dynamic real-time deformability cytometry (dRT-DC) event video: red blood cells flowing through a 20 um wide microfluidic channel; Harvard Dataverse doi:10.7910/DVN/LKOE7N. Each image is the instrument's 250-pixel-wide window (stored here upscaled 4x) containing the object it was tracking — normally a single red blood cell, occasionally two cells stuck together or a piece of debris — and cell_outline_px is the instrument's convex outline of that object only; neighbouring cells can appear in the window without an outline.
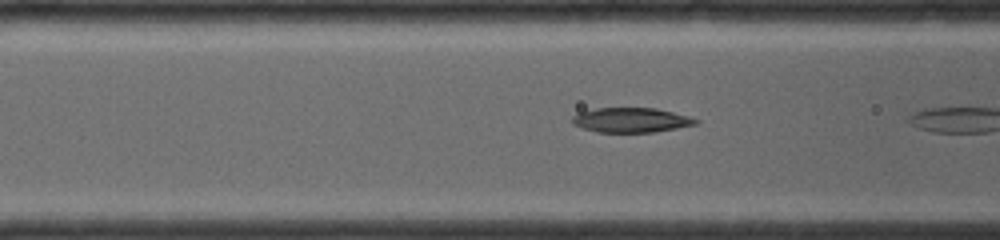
{"species": "common noctule bat (a hibernating species)", "species_latin": "Nyctalus noctula", "temperature_condition": "room temperature", "stored_images_in_passage": 8, "camera_frame_rate_fps": 4000, "um_per_image_px": 0.085, "animal": {"sex": "female", "body_mass_g": 19.0, "forearm_length_mm": 56.7}, "frame": {"image": 1, "passage_image": 7, "time_ms": 1.5, "image_size_px": [1000, 240], "cell_outline_px": [[700, 120], [696, 124], [676, 128], [652, 132], [596, 132], [572, 124], [572, 116], [580, 112], [596, 108], [656, 108], [688, 116]], "centroid_in_image_um": [53.62, 10.2], "position_along_channel_um": 113.0, "area_um2": 17.63}}